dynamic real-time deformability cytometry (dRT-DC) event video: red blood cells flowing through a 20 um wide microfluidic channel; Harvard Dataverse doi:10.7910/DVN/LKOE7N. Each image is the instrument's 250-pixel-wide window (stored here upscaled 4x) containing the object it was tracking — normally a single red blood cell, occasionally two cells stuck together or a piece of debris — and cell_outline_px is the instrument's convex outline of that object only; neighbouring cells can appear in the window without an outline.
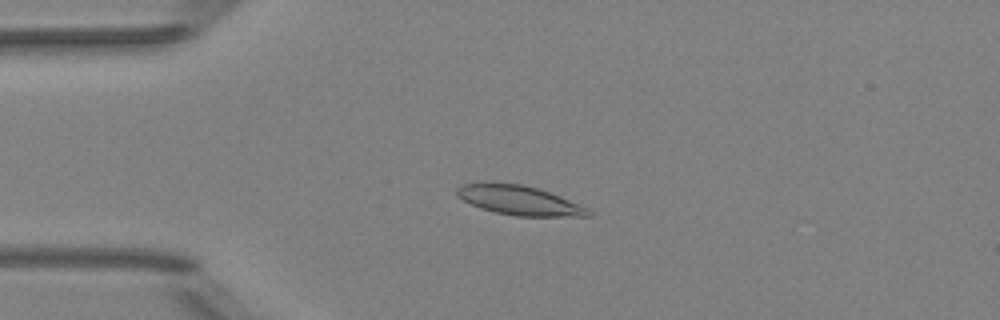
{"species": "Egyptian fruit bat (a non-hibernating species)", "species_latin": "Rousettus aegyptiacus", "temperature_condition": "room temperature", "stored_images_in_passage": 5, "camera_frame_rate_fps": 3000, "um_per_image_px": 0.085, "animal": {"sex": "female"}, "frame": {"image": 1, "passage_image": 4, "time_ms": 3.333, "image_size_px": [1000, 320], "cell_outline_px": [[592, 216], [516, 216], [496, 212], [480, 208], [456, 196], [456, 188], [460, 184], [484, 180], [492, 180], [524, 184], [560, 196], [588, 208], [592, 212]], "centroid_in_image_um": [44.05, 16.98], "position_along_channel_um": 41.0, "area_um2": 23.06}}